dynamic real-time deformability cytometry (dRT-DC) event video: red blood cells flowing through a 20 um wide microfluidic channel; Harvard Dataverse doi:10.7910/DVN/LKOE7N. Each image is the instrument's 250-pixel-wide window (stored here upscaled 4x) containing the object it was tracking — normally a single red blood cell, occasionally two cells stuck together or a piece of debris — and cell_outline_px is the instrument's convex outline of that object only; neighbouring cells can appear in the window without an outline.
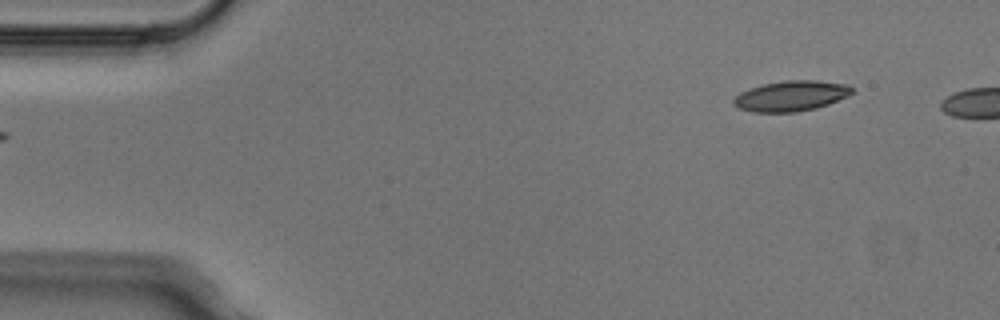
{"species": "Egyptian fruit bat (a non-hibernating species)", "species_latin": "Rousettus aegyptiacus", "temperature_condition": "cold", "stored_images_in_passage": 3, "segment_of_instrument_passage": [2, 2], "camera_frame_rate_fps": 3000, "um_per_image_px": 0.085, "animal": {"sex": "male"}, "frame": {"image": 1, "passage_image": 3, "time_ms": 0.667, "image_size_px": [1000, 320], "cell_outline_px": [[852, 92], [848, 96], [828, 104], [816, 108], [796, 112], [752, 112], [740, 108], [732, 104], [732, 100], [740, 92], [764, 84], [784, 80], [816, 80], [848, 84], [852, 88]], "centroid_in_image_um": [67.24, 8.15], "position_along_channel_um": 17.8, "area_um2": 20.92}}